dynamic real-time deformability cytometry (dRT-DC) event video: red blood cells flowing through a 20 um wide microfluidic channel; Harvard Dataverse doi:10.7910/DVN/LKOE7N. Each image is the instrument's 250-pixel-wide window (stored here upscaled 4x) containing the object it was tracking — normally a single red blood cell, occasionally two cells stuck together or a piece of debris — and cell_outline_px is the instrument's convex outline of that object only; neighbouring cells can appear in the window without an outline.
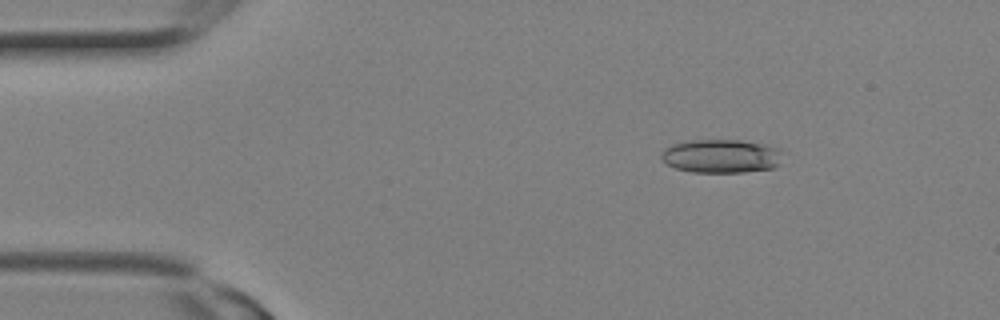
{"species": "Egyptian fruit bat (a non-hibernating species)", "species_latin": "Rousettus aegyptiacus", "temperature_condition": "room temperature", "stored_images_in_passage": 25, "camera_frame_rate_fps": 3000, "um_per_image_px": 0.085, "animal": {"sex": "female"}, "frame": {"image": 1, "passage_image": 4, "time_ms": 1.0, "image_size_px": [1000, 320], "cell_outline_px": [[780, 164], [772, 168], [744, 172], [692, 172], [676, 168], [668, 164], [660, 156], [664, 148], [672, 144], [688, 140], [740, 140], [764, 144], [780, 148]], "centroid_in_image_um": [61.3, 13.26], "position_along_channel_um": 23.7, "area_um2": 23.76}}
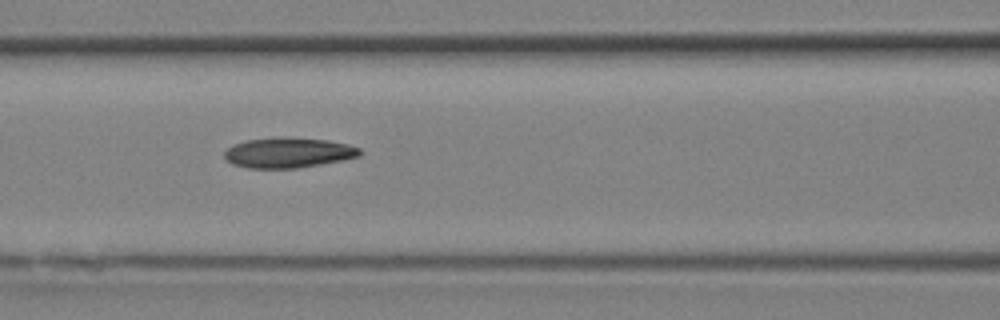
{"frame": {"image": 2, "passage_image": 11, "time_ms": 3.333, "image_size_px": [1000, 320], "cell_outline_px": [[364, 152], [360, 156], [344, 160], [296, 168], [248, 168], [232, 164], [224, 156], [224, 152], [228, 148], [244, 140], [284, 136], [328, 140], [348, 144], [360, 148]], "centroid_in_image_um": [24.54, 12.97], "position_along_channel_um": 142.1, "area_um2": 24.04}}
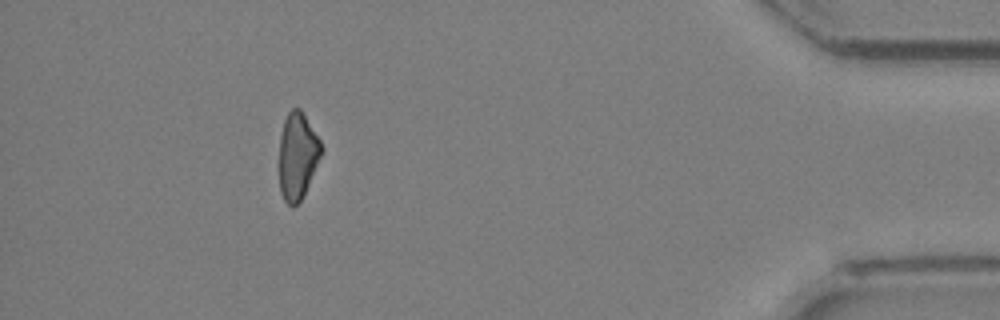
{"frame": {"image": 3, "passage_image": 23, "time_ms": 7.333, "image_size_px": [1000, 320], "cell_outline_px": [[324, 152], [300, 200], [292, 208], [284, 200], [280, 192], [276, 164], [280, 136], [284, 120], [288, 112], [292, 108], [300, 108], [320, 140], [324, 148]], "centroid_in_image_um": [25.24, 13.26], "position_along_channel_um": 410.0, "area_um2": 22.02}}